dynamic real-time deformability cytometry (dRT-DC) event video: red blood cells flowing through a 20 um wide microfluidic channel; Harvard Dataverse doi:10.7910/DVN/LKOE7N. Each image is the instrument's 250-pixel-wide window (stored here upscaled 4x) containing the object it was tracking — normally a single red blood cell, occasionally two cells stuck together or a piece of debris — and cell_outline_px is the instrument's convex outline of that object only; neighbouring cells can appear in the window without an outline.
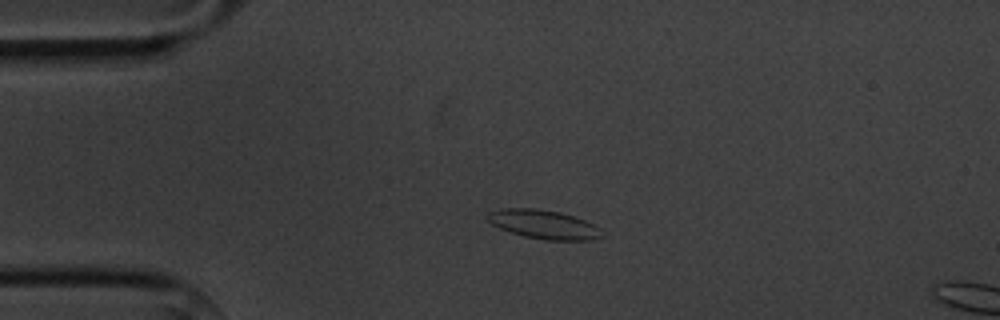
{"species": "common noctule bat (a hibernating species)", "species_latin": "Nyctalus noctula", "temperature_condition": "cold", "stored_images_in_passage": 4, "camera_frame_rate_fps": 3000, "um_per_image_px": 0.085, "animal": {"sex": "male", "body_mass_g": 20.1, "forearm_length_mm": 53.5}, "frame": {"image": 1, "passage_image": 3, "time_ms": 2.333, "image_size_px": [1000, 320], "cell_outline_px": [[604, 236], [592, 240], [544, 240], [524, 236], [500, 228], [492, 224], [484, 216], [488, 212], [500, 208], [536, 208], [560, 212], [584, 220], [600, 228]], "centroid_in_image_um": [46.19, 19.07], "position_along_channel_um": 38.8, "area_um2": 19.31}}